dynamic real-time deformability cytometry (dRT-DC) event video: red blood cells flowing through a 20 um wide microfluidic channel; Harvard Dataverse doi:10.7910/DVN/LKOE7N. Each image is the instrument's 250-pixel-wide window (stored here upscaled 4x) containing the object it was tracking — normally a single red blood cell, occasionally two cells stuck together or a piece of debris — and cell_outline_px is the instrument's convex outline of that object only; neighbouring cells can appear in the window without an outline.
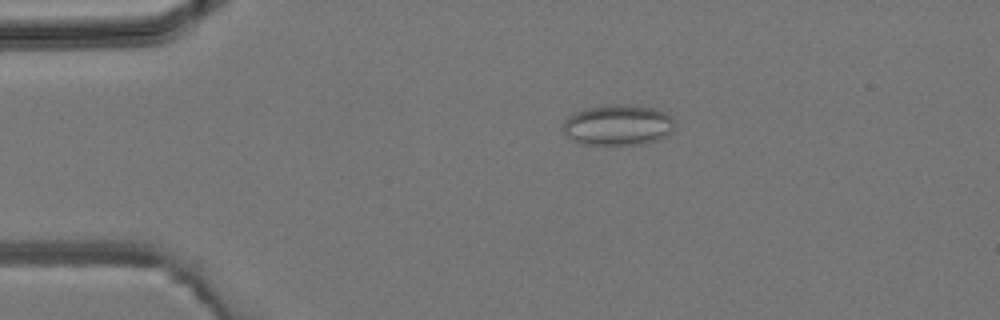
{"species": "common noctule bat (a hibernating species)", "species_latin": "Nyctalus noctula", "temperature_condition": "room temperature", "stored_images_in_passage": 38, "camera_frame_rate_fps": 3000, "um_per_image_px": 0.085, "animal": {"sex": "male", "body_mass_g": 19.2, "forearm_length_mm": 51.8}, "frame": {"image": 1, "passage_image": 2, "time_ms": 0.333, "image_size_px": [1000, 320], "cell_outline_px": [[676, 128], [668, 136], [656, 140], [640, 144], [580, 144], [568, 136], [564, 132], [564, 120], [568, 116], [576, 112], [588, 108], [612, 104], [632, 104], [652, 108], [664, 112], [672, 116], [676, 120]], "centroid_in_image_um": [52.6, 10.62], "position_along_channel_um": 32.4, "area_um2": 26.65}}
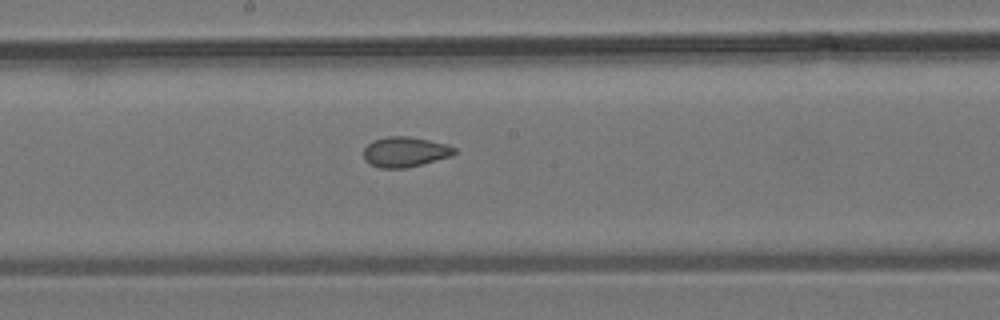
{"frame": {"image": 2, "passage_image": 17, "time_ms": 5.333, "image_size_px": [1000, 320], "cell_outline_px": [[456, 152], [452, 156], [408, 168], [380, 168], [368, 164], [364, 160], [364, 148], [372, 140], [388, 136], [408, 136], [448, 144], [456, 148]], "centroid_in_image_um": [34.42, 12.92], "position_along_channel_um": 213.8, "area_um2": 16.18}}
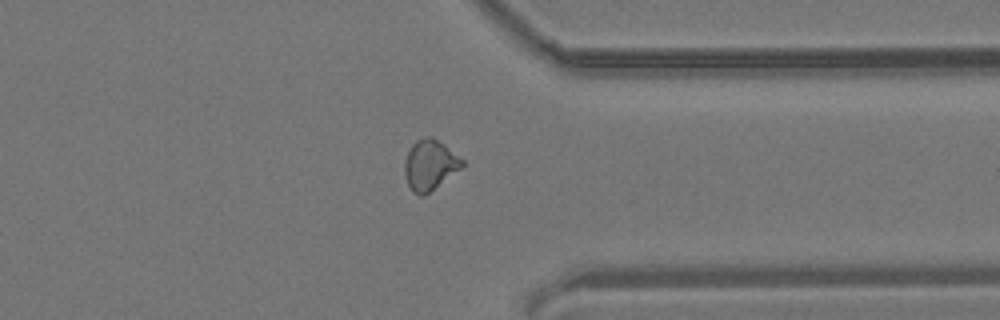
{"frame": {"image": 3, "passage_image": 28, "time_ms": 9.0, "image_size_px": [1000, 320], "cell_outline_px": [[464, 164], [460, 168], [424, 196], [420, 196], [412, 192], [408, 184], [404, 172], [404, 164], [408, 152], [412, 144], [416, 140], [428, 136], [432, 136], [444, 144], [464, 160]], "centroid_in_image_um": [36.52, 14.01], "position_along_channel_um": 374.9, "area_um2": 16.65}}